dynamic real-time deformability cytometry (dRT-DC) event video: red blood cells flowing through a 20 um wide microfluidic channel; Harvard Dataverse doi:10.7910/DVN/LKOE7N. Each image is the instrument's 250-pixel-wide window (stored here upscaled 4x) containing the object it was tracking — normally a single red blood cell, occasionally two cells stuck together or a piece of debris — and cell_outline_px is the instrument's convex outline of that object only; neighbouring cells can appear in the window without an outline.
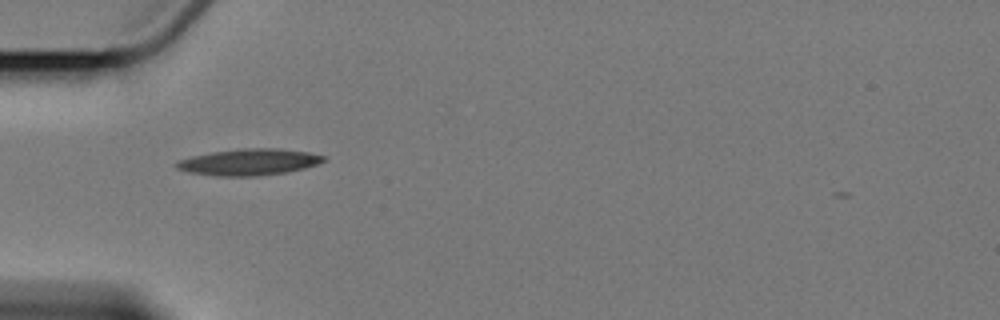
{"species": "Egyptian fruit bat (a non-hibernating species)", "species_latin": "Rousettus aegyptiacus", "temperature_condition": "cold", "stored_images_in_passage": 2, "camera_frame_rate_fps": 3000, "um_per_image_px": 0.085, "animal": {"sex": "female"}, "frame": {"image": 1, "passage_image": 2, "time_ms": 1.0, "image_size_px": [1000, 320], "cell_outline_px": [[328, 160], [304, 168], [288, 172], [256, 176], [216, 176], [188, 172], [176, 168], [172, 164], [176, 160], [192, 156], [212, 152], [240, 148], [280, 148], [308, 152], [324, 156]], "centroid_in_image_um": [21.13, 13.77], "position_along_channel_um": 63.9, "area_um2": 22.89}}